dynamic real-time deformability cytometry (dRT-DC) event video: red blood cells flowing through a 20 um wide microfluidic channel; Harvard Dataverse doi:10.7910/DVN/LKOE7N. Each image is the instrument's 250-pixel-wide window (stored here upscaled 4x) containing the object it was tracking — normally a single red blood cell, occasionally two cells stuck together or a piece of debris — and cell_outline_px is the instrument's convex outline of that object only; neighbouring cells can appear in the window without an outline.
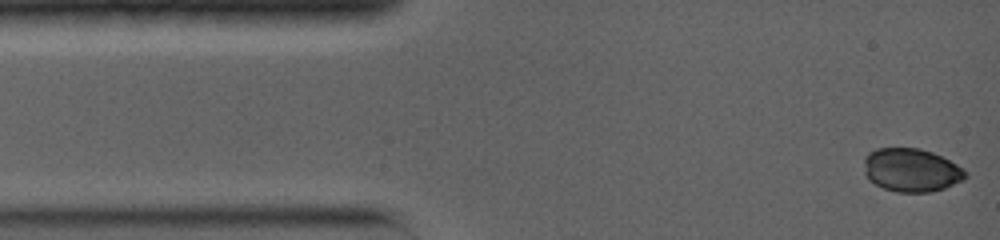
{"species": "common noctule bat (a hibernating species)", "species_latin": "Nyctalus noctula", "temperature_condition": "warm", "stored_images_in_passage": 4, "camera_frame_rate_fps": 5000, "um_per_image_px": 0.085, "animal": {"sex": "female", "body_mass_g": 19.0, "forearm_length_mm": 56.7}, "frame": {"image": 1, "passage_image": 1, "time_ms": 0.0, "image_size_px": [1000, 240], "cell_outline_px": [[968, 176], [964, 180], [944, 188], [928, 192], [896, 192], [884, 188], [868, 180], [864, 172], [864, 156], [868, 152], [876, 148], [920, 148], [932, 152], [964, 168], [968, 172]], "centroid_in_image_um": [77.45, 14.45], "position_along_channel_um": 7.5, "area_um2": 25.84}}
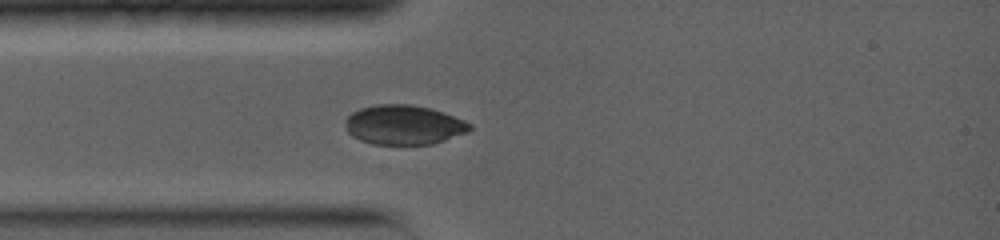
{"frame": {"image": 2, "passage_image": 4, "time_ms": 3.0, "image_size_px": [1000, 240], "cell_outline_px": [[472, 128], [468, 132], [432, 144], [372, 144], [360, 140], [352, 136], [348, 132], [344, 124], [344, 120], [352, 112], [360, 108], [376, 104], [408, 104], [432, 108], [444, 112], [464, 120], [472, 124]], "centroid_in_image_um": [34.31, 10.6], "position_along_channel_um": 50.7, "area_um2": 28.84}}